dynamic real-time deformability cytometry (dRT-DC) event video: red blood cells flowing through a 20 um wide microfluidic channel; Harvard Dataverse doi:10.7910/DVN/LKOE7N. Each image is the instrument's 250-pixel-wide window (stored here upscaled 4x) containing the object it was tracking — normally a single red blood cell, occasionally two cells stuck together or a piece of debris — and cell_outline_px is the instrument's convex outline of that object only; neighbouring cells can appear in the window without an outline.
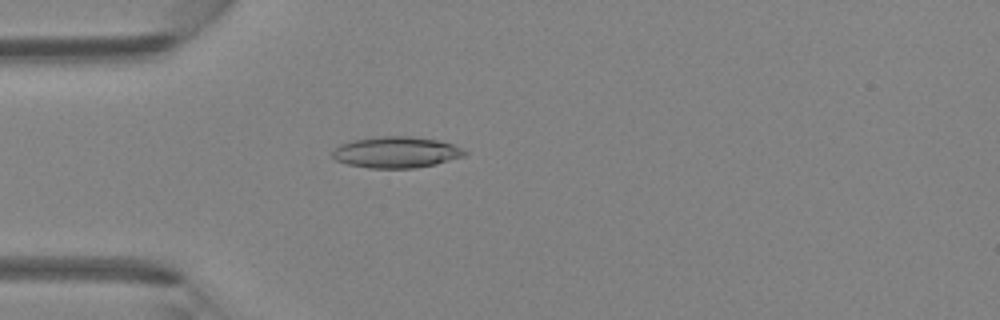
{"species": "Egyptian fruit bat (a non-hibernating species)", "species_latin": "Rousettus aegyptiacus", "temperature_condition": "room temperature", "stored_images_in_passage": 34, "camera_frame_rate_fps": 3000, "um_per_image_px": 0.085, "animal": {"sex": "female"}, "frame": {"image": 1, "passage_image": 1, "time_ms": 0.0, "image_size_px": [1000, 320], "cell_outline_px": [[468, 152], [464, 156], [436, 164], [416, 168], [368, 168], [348, 164], [336, 160], [332, 156], [332, 152], [340, 144], [352, 140], [380, 136], [412, 136], [436, 140], [452, 144]], "centroid_in_image_um": [33.67, 12.94], "position_along_channel_um": 51.3, "area_um2": 23.99}}
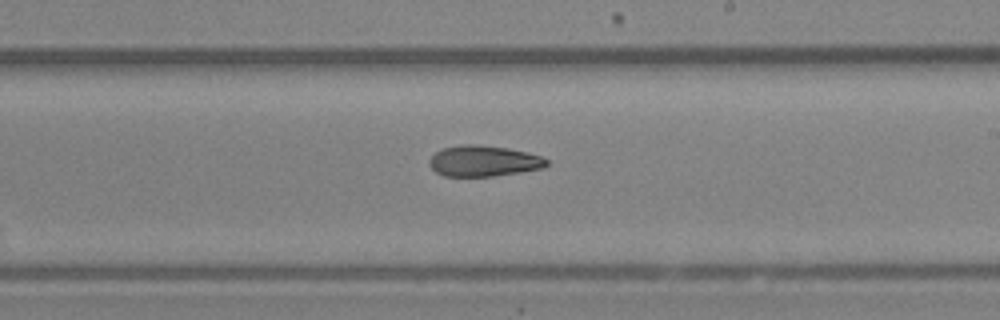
{"frame": {"image": 2, "passage_image": 15, "time_ms": 4.667, "image_size_px": [1000, 320], "cell_outline_px": [[548, 164], [544, 168], [520, 172], [492, 176], [444, 176], [436, 172], [428, 164], [428, 160], [436, 152], [444, 148], [464, 144], [476, 144], [508, 148], [528, 152], [540, 156], [548, 160]], "centroid_in_image_um": [41.11, 13.68], "position_along_channel_um": 247.9, "area_um2": 21.1}}
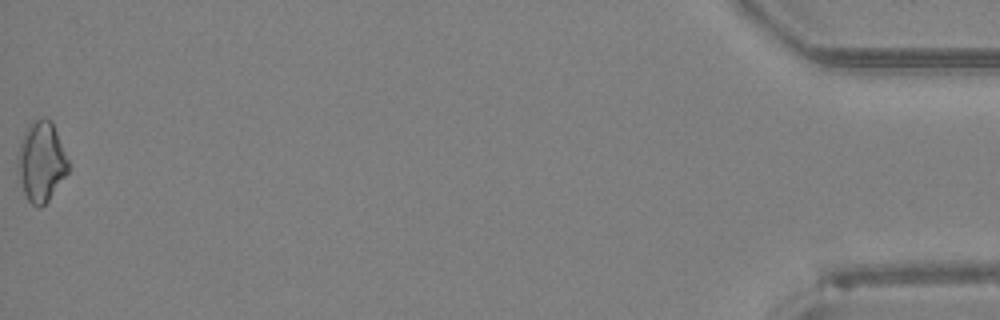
{"frame": {"image": 3, "passage_image": 34, "time_ms": 11.0, "image_size_px": [1000, 320], "cell_outline_px": [[68, 172], [48, 200], [40, 208], [36, 208], [28, 200], [24, 192], [16, 164], [16, 156], [24, 132], [28, 124], [32, 120], [40, 116], [44, 116], [52, 120], [68, 160]], "centroid_in_image_um": [3.49, 13.69], "position_along_channel_um": 431.7, "area_um2": 23.7}}